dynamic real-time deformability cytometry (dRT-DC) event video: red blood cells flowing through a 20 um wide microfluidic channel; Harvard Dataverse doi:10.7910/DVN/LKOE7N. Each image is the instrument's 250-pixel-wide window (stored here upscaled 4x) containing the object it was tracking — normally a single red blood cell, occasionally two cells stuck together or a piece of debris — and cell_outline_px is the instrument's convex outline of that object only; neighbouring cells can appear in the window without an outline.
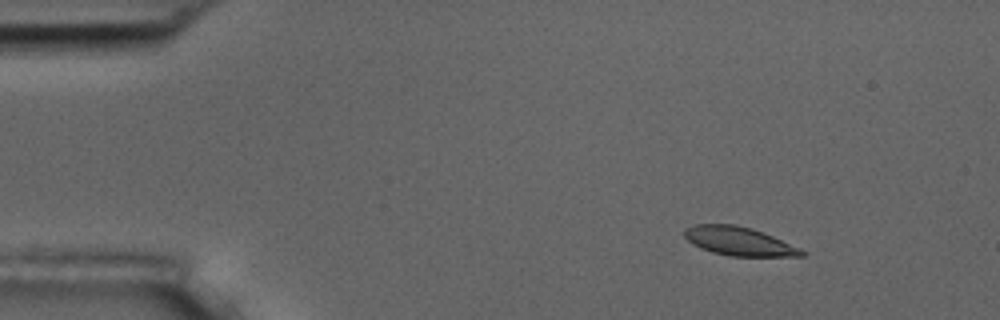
{"species": "common noctule bat (a hibernating species)", "species_latin": "Nyctalus noctula", "temperature_condition": "room temperature", "stored_images_in_passage": 11, "camera_frame_rate_fps": 3000, "um_per_image_px": 0.085, "animal": {"sex": "male", "body_mass_g": 17.5, "forearm_length_mm": 52.3}, "frame": {"image": 1, "passage_image": 2, "time_ms": 2.0, "image_size_px": [1000, 320], "cell_outline_px": [[808, 252], [804, 256], [728, 256], [712, 252], [700, 248], [692, 244], [684, 236], [684, 228], [692, 224], [736, 224], [752, 228], [772, 236], [800, 248]], "centroid_in_image_um": [62.78, 20.5], "position_along_channel_um": 22.2, "area_um2": 19.71}}
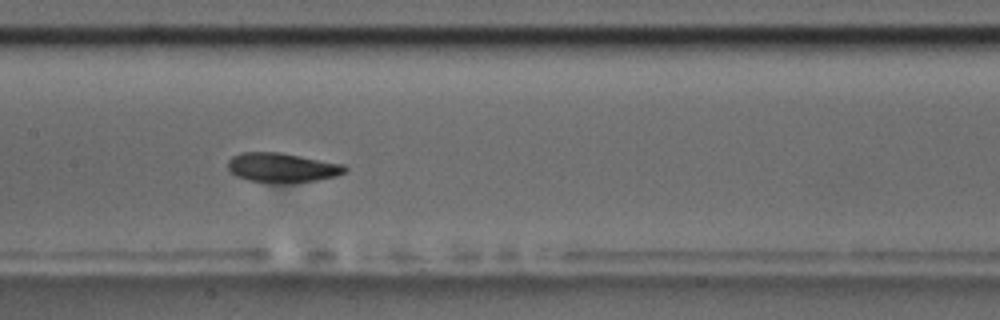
{"frame": {"image": 2, "passage_image": 8, "time_ms": 8.667, "image_size_px": [1000, 320], "cell_outline_px": [[348, 172], [336, 176], [316, 180], [292, 184], [272, 184], [248, 180], [236, 176], [228, 168], [228, 160], [232, 156], [240, 152], [280, 152], [344, 164], [348, 168]], "centroid_in_image_um": [24.0, 14.27], "position_along_channel_um": 183.4, "area_um2": 20.63}}
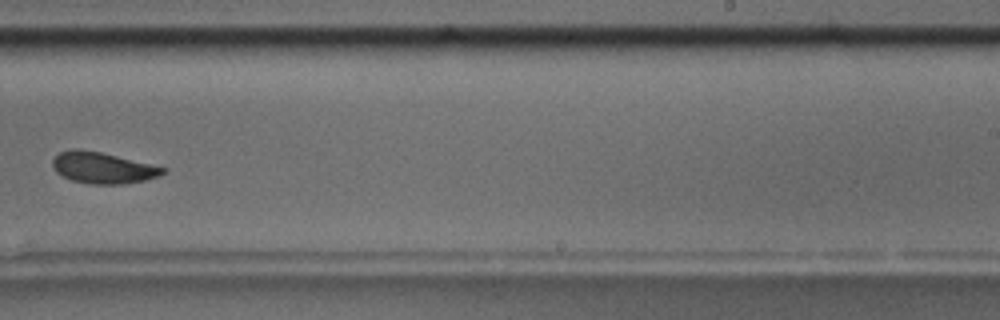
{"frame": {"image": 3, "passage_image": 10, "time_ms": 11.333, "image_size_px": [1000, 320], "cell_outline_px": [[168, 168], [160, 176], [144, 180], [124, 184], [92, 184], [72, 180], [56, 172], [52, 168], [52, 160], [60, 152], [72, 148], [80, 148], [100, 152]], "centroid_in_image_um": [8.72, 14.26], "position_along_channel_um": 280.3, "area_um2": 20.06}}